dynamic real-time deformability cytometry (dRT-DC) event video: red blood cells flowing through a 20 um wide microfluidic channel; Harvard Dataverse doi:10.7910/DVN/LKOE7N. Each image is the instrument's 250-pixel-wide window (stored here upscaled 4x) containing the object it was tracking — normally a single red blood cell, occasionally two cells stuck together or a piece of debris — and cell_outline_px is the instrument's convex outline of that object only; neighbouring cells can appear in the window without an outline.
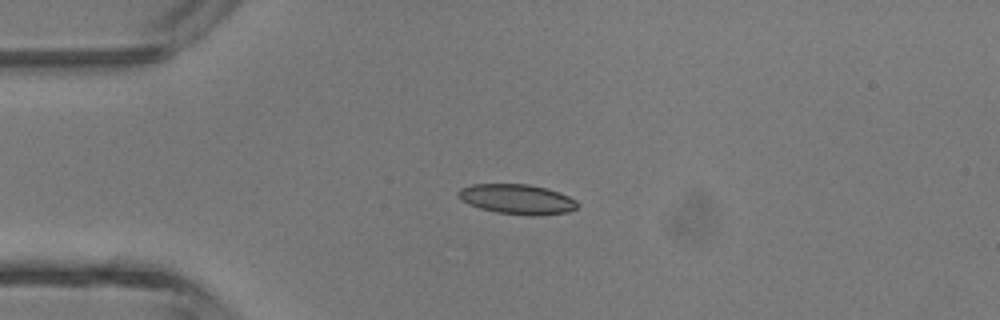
{"species": "common noctule bat (a hibernating species)", "species_latin": "Nyctalus noctula", "temperature_condition": "room temperature", "stored_images_in_passage": 3, "camera_frame_rate_fps": 3000, "um_per_image_px": 0.085, "animal": {"sex": "male", "body_mass_g": 13.3}, "frame": {"image": 1, "passage_image": 3, "time_ms": 2.333, "image_size_px": [1000, 320], "cell_outline_px": [[580, 204], [576, 208], [568, 212], [536, 216], [532, 216], [496, 212], [480, 208], [468, 204], [460, 200], [456, 196], [456, 192], [460, 188], [472, 184], [528, 184], [548, 188], [568, 196], [576, 200]], "centroid_in_image_um": [43.93, 16.93], "position_along_channel_um": 41.1, "area_um2": 21.04}}